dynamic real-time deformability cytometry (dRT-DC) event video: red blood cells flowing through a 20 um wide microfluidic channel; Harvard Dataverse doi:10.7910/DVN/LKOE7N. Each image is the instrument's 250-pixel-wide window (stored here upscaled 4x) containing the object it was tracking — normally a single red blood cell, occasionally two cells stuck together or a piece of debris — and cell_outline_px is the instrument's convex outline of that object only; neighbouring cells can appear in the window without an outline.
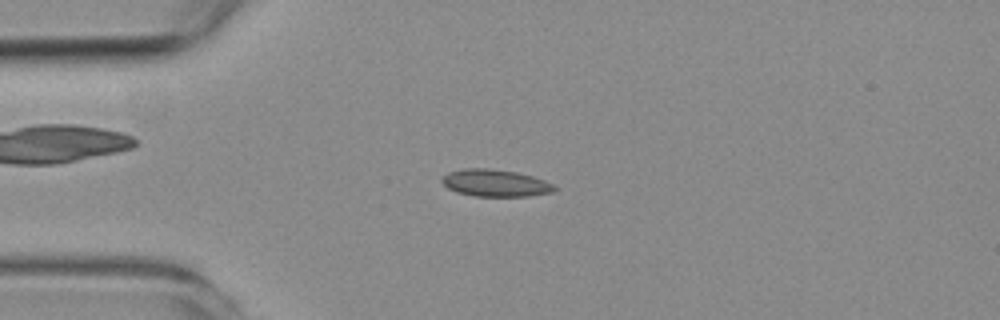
{"species": "common noctule bat (a hibernating species)", "species_latin": "Nyctalus noctula", "temperature_condition": "room temperature", "stored_images_in_passage": 54, "camera_frame_rate_fps": 3000, "um_per_image_px": 0.085, "animal": {"sex": "female", "body_mass_g": 19.3, "forearm_length_mm": 54.1}, "frame": {"image": 1, "passage_image": 13, "time_ms": 4.0, "image_size_px": [1000, 320], "cell_outline_px": [[560, 188], [552, 192], [528, 196], [476, 196], [456, 192], [448, 188], [440, 180], [448, 172], [464, 168], [488, 168], [516, 172], [532, 176], [544, 180]], "centroid_in_image_um": [42.11, 15.55], "position_along_channel_um": 42.9, "area_um2": 17.74}}
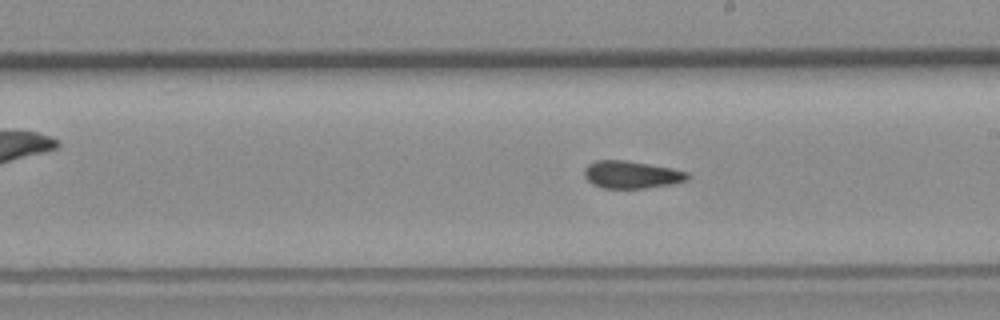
{"frame": {"image": 2, "passage_image": 30, "time_ms": 9.667, "image_size_px": [1000, 320], "cell_outline_px": [[692, 176], [688, 180], [672, 184], [644, 188], [604, 188], [592, 184], [584, 176], [584, 168], [588, 164], [596, 160], [624, 160], [672, 168], [688, 172]], "centroid_in_image_um": [53.69, 14.84], "position_along_channel_um": 235.3, "area_um2": 16.59}}
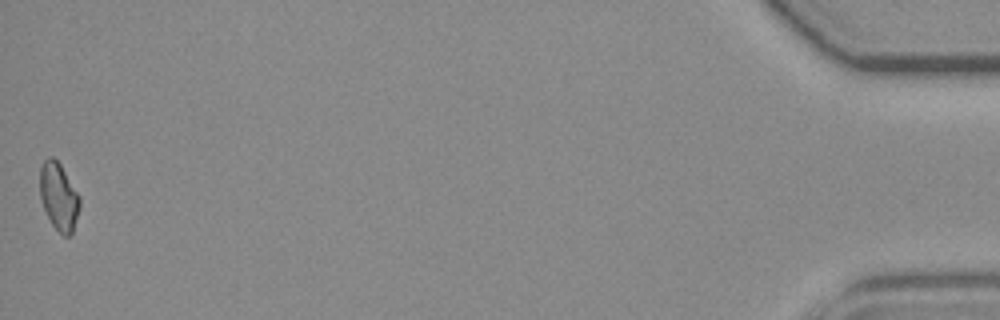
{"frame": {"image": 3, "passage_image": 54, "time_ms": 17.667, "image_size_px": [1000, 320], "cell_outline_px": [[80, 208], [72, 236], [64, 236], [52, 224], [40, 200], [40, 168], [44, 160], [48, 156], [52, 156], [60, 164], [80, 196]], "centroid_in_image_um": [5.01, 16.72], "position_along_channel_um": 430.2, "area_um2": 15.72}, "authors_computed_cell_mechanics": {"area_um2": 16.7042, "velocity_mm_per_s": 3.7457, "shape_relaxation_time_tau1_ms": null, "shape_relaxation_time_tau2_ms": 3.7753, "deformation_change_tau1": null, "deformation_change_tau2": 0.092}}